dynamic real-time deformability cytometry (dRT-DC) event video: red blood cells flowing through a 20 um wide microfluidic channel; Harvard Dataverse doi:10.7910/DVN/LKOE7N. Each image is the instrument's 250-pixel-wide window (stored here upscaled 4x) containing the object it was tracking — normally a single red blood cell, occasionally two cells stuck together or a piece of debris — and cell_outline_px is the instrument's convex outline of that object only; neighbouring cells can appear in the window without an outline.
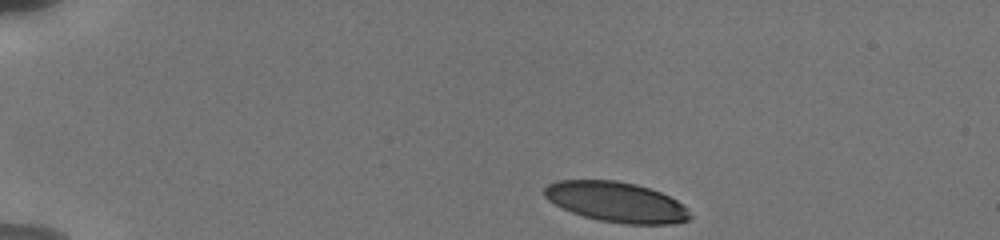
{"species": "human", "species_latin": "Homo sapiens", "temperature_condition": "cold", "stored_images_in_passage": 8, "camera_frame_rate_fps": 3000, "um_per_image_px": 0.085, "donor": {"sex": "male"}, "frame": {"image": 1, "passage_image": 1, "time_ms": 0.0, "image_size_px": [1000, 240], "cell_outline_px": [[692, 216], [688, 220], [672, 224], [628, 224], [600, 220], [584, 216], [572, 212], [548, 200], [544, 196], [544, 188], [548, 184], [556, 180], [616, 180], [636, 184], [660, 192], [684, 204], [688, 208]], "centroid_in_image_um": [52.41, 17.16], "position_along_channel_um": 32.6, "area_um2": 34.04}}
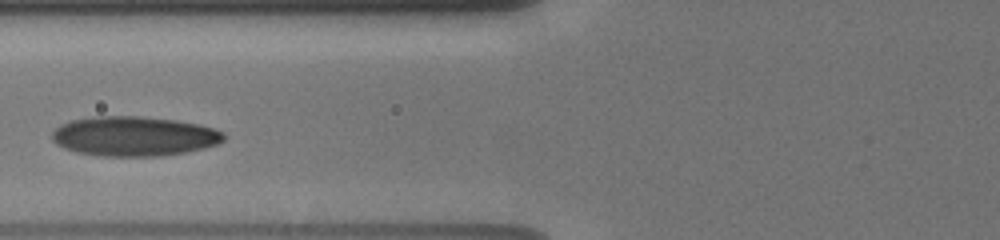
{"frame": {"image": 2, "passage_image": 7, "time_ms": 4.333, "image_size_px": [1000, 240], "cell_outline_px": [[224, 140], [216, 144], [204, 148], [184, 152], [160, 156], [100, 156], [76, 152], [64, 148], [56, 144], [52, 140], [52, 132], [60, 124], [72, 120], [100, 116], [140, 116], [176, 120], [200, 124], [224, 132]], "centroid_in_image_um": [11.38, 11.58], "position_along_channel_um": 114.4, "area_um2": 39.71}}
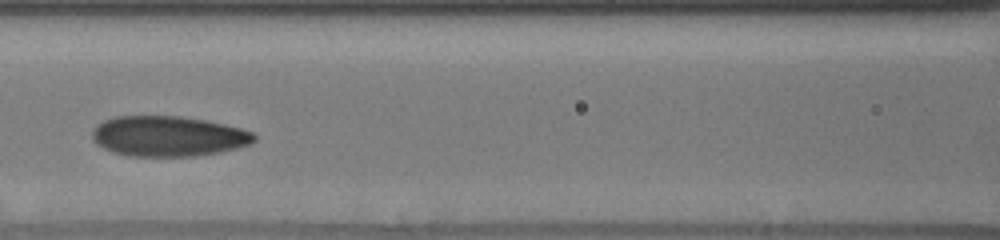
{"frame": {"image": 3, "passage_image": 8, "time_ms": 5.333, "image_size_px": [1000, 240], "cell_outline_px": [[256, 140], [252, 144], [220, 152], [196, 156], [132, 156], [112, 152], [96, 144], [92, 140], [92, 128], [96, 124], [112, 116], [180, 116], [204, 120], [224, 124], [240, 128], [252, 132], [256, 136]], "centroid_in_image_um": [14.27, 11.57], "position_along_channel_um": 152.3, "area_um2": 38.32}}